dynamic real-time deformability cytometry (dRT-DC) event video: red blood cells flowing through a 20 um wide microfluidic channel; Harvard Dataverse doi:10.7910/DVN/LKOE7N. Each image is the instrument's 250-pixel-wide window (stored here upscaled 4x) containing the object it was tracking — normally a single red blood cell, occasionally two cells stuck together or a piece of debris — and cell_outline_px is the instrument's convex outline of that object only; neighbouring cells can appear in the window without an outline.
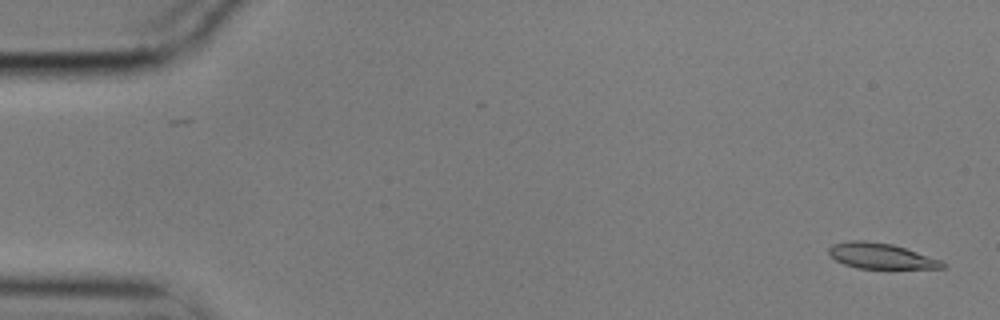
{"species": "common noctule bat (a hibernating species)", "species_latin": "Nyctalus noctula", "temperature_condition": "cold", "stored_images_in_passage": 56, "camera_frame_rate_fps": 3000, "um_per_image_px": 0.085, "animal": {"sex": "male", "body_mass_g": 17.9}, "frame": {"image": 1, "passage_image": 1, "time_ms": 0.0, "image_size_px": [1000, 320], "cell_outline_px": [[944, 268], [856, 268], [844, 264], [836, 260], [828, 252], [828, 248], [832, 244], [852, 240], [864, 240], [892, 244], [940, 260], [944, 264]], "centroid_in_image_um": [74.81, 21.75], "position_along_channel_um": 10.2, "area_um2": 16.59}}
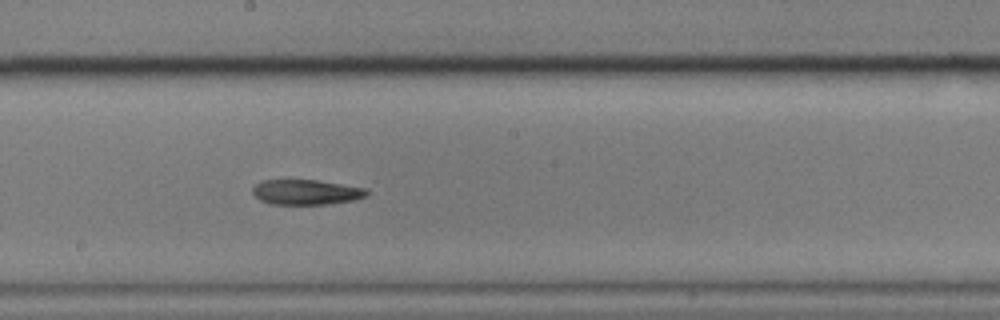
{"frame": {"image": 2, "passage_image": 30, "time_ms": 9.667, "image_size_px": [1000, 320], "cell_outline_px": [[368, 196], [352, 200], [324, 204], [272, 204], [260, 200], [252, 192], [252, 188], [260, 180], [320, 180], [368, 188]], "centroid_in_image_um": [26.04, 16.32], "position_along_channel_um": 222.2, "area_um2": 16.76}}
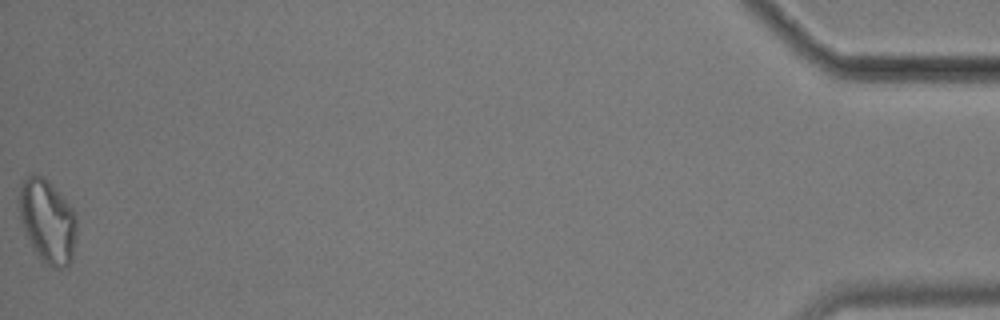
{"frame": {"image": 3, "passage_image": 56, "time_ms": 18.333, "image_size_px": [1000, 320], "cell_outline_px": [[76, 240], [72, 260], [68, 268], [56, 268], [48, 264], [40, 256], [32, 244], [20, 220], [20, 184], [32, 172], [44, 176], [52, 184], [76, 212]], "centroid_in_image_um": [4.08, 18.76], "position_along_channel_um": 431.1, "area_um2": 27.8}}